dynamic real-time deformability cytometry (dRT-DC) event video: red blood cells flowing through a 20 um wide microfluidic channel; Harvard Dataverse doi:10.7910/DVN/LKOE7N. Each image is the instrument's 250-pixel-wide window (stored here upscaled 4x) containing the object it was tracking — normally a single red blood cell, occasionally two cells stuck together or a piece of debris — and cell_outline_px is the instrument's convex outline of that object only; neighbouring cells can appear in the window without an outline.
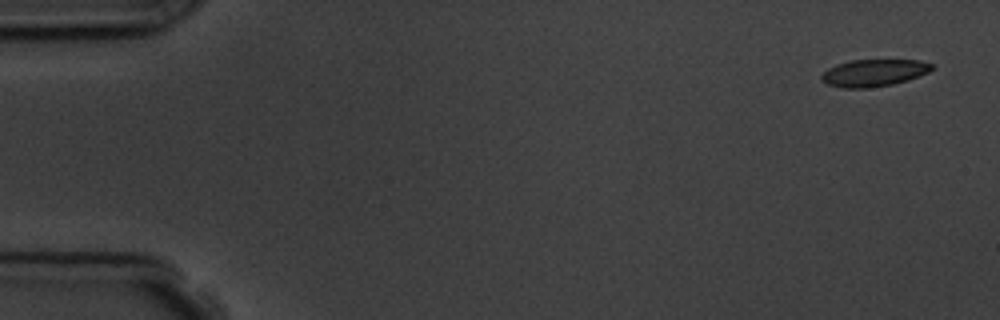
{"species": "common noctule bat (a hibernating species)", "species_latin": "Nyctalus noctula", "temperature_condition": "room temperature", "stored_images_in_passage": 5, "camera_frame_rate_fps": 3000, "um_per_image_px": 0.085, "animal": {"sex": "male", "body_mass_g": 19.5, "forearm_length_mm": 54.6}, "frame": {"image": 1, "passage_image": 1, "time_ms": 0.0, "image_size_px": [1000, 320], "cell_outline_px": [[932, 68], [928, 72], [908, 80], [892, 84], [864, 88], [844, 88], [828, 84], [820, 80], [820, 76], [828, 68], [836, 64], [852, 60], [920, 60], [932, 64]], "centroid_in_image_um": [74.24, 6.19], "position_along_channel_um": 10.8, "area_um2": 17.28}}
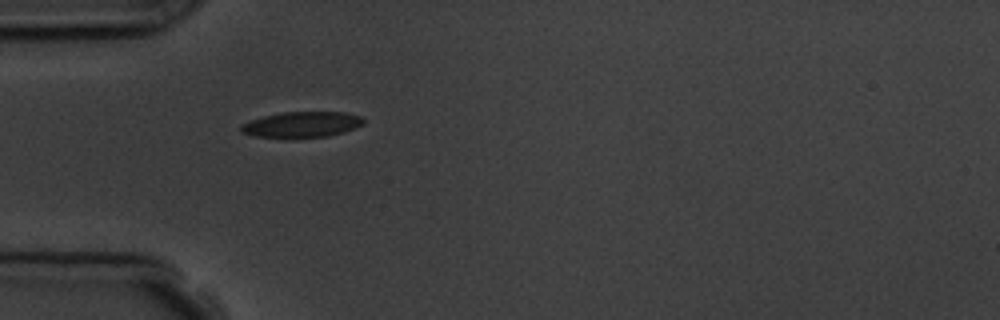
{"frame": {"image": 2, "passage_image": 5, "time_ms": 4.667, "image_size_px": [1000, 320], "cell_outline_px": [[364, 124], [344, 132], [328, 136], [252, 136], [240, 132], [240, 124], [264, 116], [280, 112], [344, 112], [360, 116], [364, 120]], "centroid_in_image_um": [25.65, 10.56], "position_along_channel_um": 59.3, "area_um2": 17.92}}